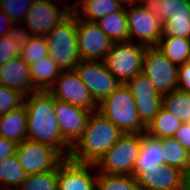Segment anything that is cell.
<instances>
[{
    "mask_svg": "<svg viewBox=\"0 0 190 190\" xmlns=\"http://www.w3.org/2000/svg\"><path fill=\"white\" fill-rule=\"evenodd\" d=\"M27 112V140L54 148L69 158L72 147L64 140L55 114V98L49 91H36L24 99Z\"/></svg>",
    "mask_w": 190,
    "mask_h": 190,
    "instance_id": "1",
    "label": "cell"
},
{
    "mask_svg": "<svg viewBox=\"0 0 190 190\" xmlns=\"http://www.w3.org/2000/svg\"><path fill=\"white\" fill-rule=\"evenodd\" d=\"M123 133L98 110L88 118L82 137L71 149L72 161L96 164Z\"/></svg>",
    "mask_w": 190,
    "mask_h": 190,
    "instance_id": "2",
    "label": "cell"
},
{
    "mask_svg": "<svg viewBox=\"0 0 190 190\" xmlns=\"http://www.w3.org/2000/svg\"><path fill=\"white\" fill-rule=\"evenodd\" d=\"M45 38L49 57L60 70H74L81 61L77 43L76 14L72 11Z\"/></svg>",
    "mask_w": 190,
    "mask_h": 190,
    "instance_id": "3",
    "label": "cell"
},
{
    "mask_svg": "<svg viewBox=\"0 0 190 190\" xmlns=\"http://www.w3.org/2000/svg\"><path fill=\"white\" fill-rule=\"evenodd\" d=\"M98 111L124 134L146 132V127L139 120L133 94L126 84H120L98 104Z\"/></svg>",
    "mask_w": 190,
    "mask_h": 190,
    "instance_id": "4",
    "label": "cell"
},
{
    "mask_svg": "<svg viewBox=\"0 0 190 190\" xmlns=\"http://www.w3.org/2000/svg\"><path fill=\"white\" fill-rule=\"evenodd\" d=\"M142 133L122 134L114 146L95 164L97 172L133 175L140 154Z\"/></svg>",
    "mask_w": 190,
    "mask_h": 190,
    "instance_id": "5",
    "label": "cell"
},
{
    "mask_svg": "<svg viewBox=\"0 0 190 190\" xmlns=\"http://www.w3.org/2000/svg\"><path fill=\"white\" fill-rule=\"evenodd\" d=\"M71 12L72 9L64 2L34 0L18 30L23 35L46 36Z\"/></svg>",
    "mask_w": 190,
    "mask_h": 190,
    "instance_id": "6",
    "label": "cell"
},
{
    "mask_svg": "<svg viewBox=\"0 0 190 190\" xmlns=\"http://www.w3.org/2000/svg\"><path fill=\"white\" fill-rule=\"evenodd\" d=\"M145 49L132 41L114 42L104 63L120 84H126L142 72Z\"/></svg>",
    "mask_w": 190,
    "mask_h": 190,
    "instance_id": "7",
    "label": "cell"
},
{
    "mask_svg": "<svg viewBox=\"0 0 190 190\" xmlns=\"http://www.w3.org/2000/svg\"><path fill=\"white\" fill-rule=\"evenodd\" d=\"M142 72L162 96L178 88V65L173 64L157 46L146 47Z\"/></svg>",
    "mask_w": 190,
    "mask_h": 190,
    "instance_id": "8",
    "label": "cell"
},
{
    "mask_svg": "<svg viewBox=\"0 0 190 190\" xmlns=\"http://www.w3.org/2000/svg\"><path fill=\"white\" fill-rule=\"evenodd\" d=\"M129 27V41L146 47L157 46L163 35L161 20L150 14L142 4L125 5Z\"/></svg>",
    "mask_w": 190,
    "mask_h": 190,
    "instance_id": "9",
    "label": "cell"
},
{
    "mask_svg": "<svg viewBox=\"0 0 190 190\" xmlns=\"http://www.w3.org/2000/svg\"><path fill=\"white\" fill-rule=\"evenodd\" d=\"M75 70L97 104H100L120 85L107 69L104 61L81 60Z\"/></svg>",
    "mask_w": 190,
    "mask_h": 190,
    "instance_id": "10",
    "label": "cell"
},
{
    "mask_svg": "<svg viewBox=\"0 0 190 190\" xmlns=\"http://www.w3.org/2000/svg\"><path fill=\"white\" fill-rule=\"evenodd\" d=\"M16 155L28 175L53 170L64 159L54 148L27 139L17 145Z\"/></svg>",
    "mask_w": 190,
    "mask_h": 190,
    "instance_id": "11",
    "label": "cell"
},
{
    "mask_svg": "<svg viewBox=\"0 0 190 190\" xmlns=\"http://www.w3.org/2000/svg\"><path fill=\"white\" fill-rule=\"evenodd\" d=\"M48 91L55 99L92 112L98 110V104L94 101L86 85L80 80L75 69L62 71Z\"/></svg>",
    "mask_w": 190,
    "mask_h": 190,
    "instance_id": "12",
    "label": "cell"
},
{
    "mask_svg": "<svg viewBox=\"0 0 190 190\" xmlns=\"http://www.w3.org/2000/svg\"><path fill=\"white\" fill-rule=\"evenodd\" d=\"M77 43L81 60L104 61L113 42L95 22L77 17Z\"/></svg>",
    "mask_w": 190,
    "mask_h": 190,
    "instance_id": "13",
    "label": "cell"
},
{
    "mask_svg": "<svg viewBox=\"0 0 190 190\" xmlns=\"http://www.w3.org/2000/svg\"><path fill=\"white\" fill-rule=\"evenodd\" d=\"M126 85L136 102L139 120L147 128L162 107L163 96L143 72L129 80Z\"/></svg>",
    "mask_w": 190,
    "mask_h": 190,
    "instance_id": "14",
    "label": "cell"
},
{
    "mask_svg": "<svg viewBox=\"0 0 190 190\" xmlns=\"http://www.w3.org/2000/svg\"><path fill=\"white\" fill-rule=\"evenodd\" d=\"M58 190H97L95 164L64 158L58 164Z\"/></svg>",
    "mask_w": 190,
    "mask_h": 190,
    "instance_id": "15",
    "label": "cell"
},
{
    "mask_svg": "<svg viewBox=\"0 0 190 190\" xmlns=\"http://www.w3.org/2000/svg\"><path fill=\"white\" fill-rule=\"evenodd\" d=\"M92 111L55 99V114L64 140L73 147L82 137Z\"/></svg>",
    "mask_w": 190,
    "mask_h": 190,
    "instance_id": "16",
    "label": "cell"
},
{
    "mask_svg": "<svg viewBox=\"0 0 190 190\" xmlns=\"http://www.w3.org/2000/svg\"><path fill=\"white\" fill-rule=\"evenodd\" d=\"M183 175L180 169L163 164L144 167L135 178L141 190H183Z\"/></svg>",
    "mask_w": 190,
    "mask_h": 190,
    "instance_id": "17",
    "label": "cell"
},
{
    "mask_svg": "<svg viewBox=\"0 0 190 190\" xmlns=\"http://www.w3.org/2000/svg\"><path fill=\"white\" fill-rule=\"evenodd\" d=\"M0 84L25 96L38 91L31 81L29 65L21 56L0 66Z\"/></svg>",
    "mask_w": 190,
    "mask_h": 190,
    "instance_id": "18",
    "label": "cell"
},
{
    "mask_svg": "<svg viewBox=\"0 0 190 190\" xmlns=\"http://www.w3.org/2000/svg\"><path fill=\"white\" fill-rule=\"evenodd\" d=\"M27 112L22 107L0 116V136L20 144L27 139Z\"/></svg>",
    "mask_w": 190,
    "mask_h": 190,
    "instance_id": "19",
    "label": "cell"
},
{
    "mask_svg": "<svg viewBox=\"0 0 190 190\" xmlns=\"http://www.w3.org/2000/svg\"><path fill=\"white\" fill-rule=\"evenodd\" d=\"M124 5L122 0H83L72 11L80 19L95 22L109 13L119 11Z\"/></svg>",
    "mask_w": 190,
    "mask_h": 190,
    "instance_id": "20",
    "label": "cell"
},
{
    "mask_svg": "<svg viewBox=\"0 0 190 190\" xmlns=\"http://www.w3.org/2000/svg\"><path fill=\"white\" fill-rule=\"evenodd\" d=\"M95 23L114 42L129 41V27L125 5L116 12L98 19Z\"/></svg>",
    "mask_w": 190,
    "mask_h": 190,
    "instance_id": "21",
    "label": "cell"
},
{
    "mask_svg": "<svg viewBox=\"0 0 190 190\" xmlns=\"http://www.w3.org/2000/svg\"><path fill=\"white\" fill-rule=\"evenodd\" d=\"M29 69L31 81L38 91H48L62 72L49 55L29 65Z\"/></svg>",
    "mask_w": 190,
    "mask_h": 190,
    "instance_id": "22",
    "label": "cell"
},
{
    "mask_svg": "<svg viewBox=\"0 0 190 190\" xmlns=\"http://www.w3.org/2000/svg\"><path fill=\"white\" fill-rule=\"evenodd\" d=\"M163 164V150H161L160 139L150 137L146 132L142 133L140 154L133 170V176L140 170H144V167Z\"/></svg>",
    "mask_w": 190,
    "mask_h": 190,
    "instance_id": "23",
    "label": "cell"
},
{
    "mask_svg": "<svg viewBox=\"0 0 190 190\" xmlns=\"http://www.w3.org/2000/svg\"><path fill=\"white\" fill-rule=\"evenodd\" d=\"M28 174L19 163L16 153L0 162V189L17 190Z\"/></svg>",
    "mask_w": 190,
    "mask_h": 190,
    "instance_id": "24",
    "label": "cell"
},
{
    "mask_svg": "<svg viewBox=\"0 0 190 190\" xmlns=\"http://www.w3.org/2000/svg\"><path fill=\"white\" fill-rule=\"evenodd\" d=\"M157 47L159 50L176 65L186 63L190 53V39L174 36H162Z\"/></svg>",
    "mask_w": 190,
    "mask_h": 190,
    "instance_id": "25",
    "label": "cell"
},
{
    "mask_svg": "<svg viewBox=\"0 0 190 190\" xmlns=\"http://www.w3.org/2000/svg\"><path fill=\"white\" fill-rule=\"evenodd\" d=\"M160 141L164 164L176 167L184 173L188 172L190 170L189 152L173 137L162 138Z\"/></svg>",
    "mask_w": 190,
    "mask_h": 190,
    "instance_id": "26",
    "label": "cell"
},
{
    "mask_svg": "<svg viewBox=\"0 0 190 190\" xmlns=\"http://www.w3.org/2000/svg\"><path fill=\"white\" fill-rule=\"evenodd\" d=\"M181 124L182 122L179 119H176L170 112L161 107L158 114L146 128V133L156 139L172 138Z\"/></svg>",
    "mask_w": 190,
    "mask_h": 190,
    "instance_id": "27",
    "label": "cell"
},
{
    "mask_svg": "<svg viewBox=\"0 0 190 190\" xmlns=\"http://www.w3.org/2000/svg\"><path fill=\"white\" fill-rule=\"evenodd\" d=\"M162 107L181 122H190V93L178 89L163 95Z\"/></svg>",
    "mask_w": 190,
    "mask_h": 190,
    "instance_id": "28",
    "label": "cell"
},
{
    "mask_svg": "<svg viewBox=\"0 0 190 190\" xmlns=\"http://www.w3.org/2000/svg\"><path fill=\"white\" fill-rule=\"evenodd\" d=\"M142 6L166 23L178 10H190V0H146Z\"/></svg>",
    "mask_w": 190,
    "mask_h": 190,
    "instance_id": "29",
    "label": "cell"
},
{
    "mask_svg": "<svg viewBox=\"0 0 190 190\" xmlns=\"http://www.w3.org/2000/svg\"><path fill=\"white\" fill-rule=\"evenodd\" d=\"M49 55L45 36L23 35L21 57L28 64L37 63Z\"/></svg>",
    "mask_w": 190,
    "mask_h": 190,
    "instance_id": "30",
    "label": "cell"
},
{
    "mask_svg": "<svg viewBox=\"0 0 190 190\" xmlns=\"http://www.w3.org/2000/svg\"><path fill=\"white\" fill-rule=\"evenodd\" d=\"M97 190H141L133 175L97 172Z\"/></svg>",
    "mask_w": 190,
    "mask_h": 190,
    "instance_id": "31",
    "label": "cell"
},
{
    "mask_svg": "<svg viewBox=\"0 0 190 190\" xmlns=\"http://www.w3.org/2000/svg\"><path fill=\"white\" fill-rule=\"evenodd\" d=\"M17 190H58V166L44 173L28 175Z\"/></svg>",
    "mask_w": 190,
    "mask_h": 190,
    "instance_id": "32",
    "label": "cell"
},
{
    "mask_svg": "<svg viewBox=\"0 0 190 190\" xmlns=\"http://www.w3.org/2000/svg\"><path fill=\"white\" fill-rule=\"evenodd\" d=\"M162 36H174L190 39V10H178L163 24Z\"/></svg>",
    "mask_w": 190,
    "mask_h": 190,
    "instance_id": "33",
    "label": "cell"
},
{
    "mask_svg": "<svg viewBox=\"0 0 190 190\" xmlns=\"http://www.w3.org/2000/svg\"><path fill=\"white\" fill-rule=\"evenodd\" d=\"M23 43V34L16 30L14 33L0 37V66L11 59L20 57Z\"/></svg>",
    "mask_w": 190,
    "mask_h": 190,
    "instance_id": "34",
    "label": "cell"
},
{
    "mask_svg": "<svg viewBox=\"0 0 190 190\" xmlns=\"http://www.w3.org/2000/svg\"><path fill=\"white\" fill-rule=\"evenodd\" d=\"M34 0H0V10L4 11L19 27L24 21Z\"/></svg>",
    "mask_w": 190,
    "mask_h": 190,
    "instance_id": "35",
    "label": "cell"
},
{
    "mask_svg": "<svg viewBox=\"0 0 190 190\" xmlns=\"http://www.w3.org/2000/svg\"><path fill=\"white\" fill-rule=\"evenodd\" d=\"M25 95L0 84V116L24 105Z\"/></svg>",
    "mask_w": 190,
    "mask_h": 190,
    "instance_id": "36",
    "label": "cell"
},
{
    "mask_svg": "<svg viewBox=\"0 0 190 190\" xmlns=\"http://www.w3.org/2000/svg\"><path fill=\"white\" fill-rule=\"evenodd\" d=\"M178 90L190 93V66L186 63L178 66Z\"/></svg>",
    "mask_w": 190,
    "mask_h": 190,
    "instance_id": "37",
    "label": "cell"
},
{
    "mask_svg": "<svg viewBox=\"0 0 190 190\" xmlns=\"http://www.w3.org/2000/svg\"><path fill=\"white\" fill-rule=\"evenodd\" d=\"M190 154V122H182L174 137Z\"/></svg>",
    "mask_w": 190,
    "mask_h": 190,
    "instance_id": "38",
    "label": "cell"
},
{
    "mask_svg": "<svg viewBox=\"0 0 190 190\" xmlns=\"http://www.w3.org/2000/svg\"><path fill=\"white\" fill-rule=\"evenodd\" d=\"M16 30H18V27L4 11L0 10V37L10 35Z\"/></svg>",
    "mask_w": 190,
    "mask_h": 190,
    "instance_id": "39",
    "label": "cell"
},
{
    "mask_svg": "<svg viewBox=\"0 0 190 190\" xmlns=\"http://www.w3.org/2000/svg\"><path fill=\"white\" fill-rule=\"evenodd\" d=\"M17 144L0 136V162L16 153Z\"/></svg>",
    "mask_w": 190,
    "mask_h": 190,
    "instance_id": "40",
    "label": "cell"
},
{
    "mask_svg": "<svg viewBox=\"0 0 190 190\" xmlns=\"http://www.w3.org/2000/svg\"><path fill=\"white\" fill-rule=\"evenodd\" d=\"M183 190H190V170L183 175Z\"/></svg>",
    "mask_w": 190,
    "mask_h": 190,
    "instance_id": "41",
    "label": "cell"
},
{
    "mask_svg": "<svg viewBox=\"0 0 190 190\" xmlns=\"http://www.w3.org/2000/svg\"><path fill=\"white\" fill-rule=\"evenodd\" d=\"M71 1V2H70ZM83 0H64V3L69 6L72 10L82 2Z\"/></svg>",
    "mask_w": 190,
    "mask_h": 190,
    "instance_id": "42",
    "label": "cell"
},
{
    "mask_svg": "<svg viewBox=\"0 0 190 190\" xmlns=\"http://www.w3.org/2000/svg\"><path fill=\"white\" fill-rule=\"evenodd\" d=\"M146 0H126L124 2L125 5H138V4H143Z\"/></svg>",
    "mask_w": 190,
    "mask_h": 190,
    "instance_id": "43",
    "label": "cell"
},
{
    "mask_svg": "<svg viewBox=\"0 0 190 190\" xmlns=\"http://www.w3.org/2000/svg\"><path fill=\"white\" fill-rule=\"evenodd\" d=\"M186 64L190 66V53H189V55L187 57Z\"/></svg>",
    "mask_w": 190,
    "mask_h": 190,
    "instance_id": "44",
    "label": "cell"
}]
</instances>
